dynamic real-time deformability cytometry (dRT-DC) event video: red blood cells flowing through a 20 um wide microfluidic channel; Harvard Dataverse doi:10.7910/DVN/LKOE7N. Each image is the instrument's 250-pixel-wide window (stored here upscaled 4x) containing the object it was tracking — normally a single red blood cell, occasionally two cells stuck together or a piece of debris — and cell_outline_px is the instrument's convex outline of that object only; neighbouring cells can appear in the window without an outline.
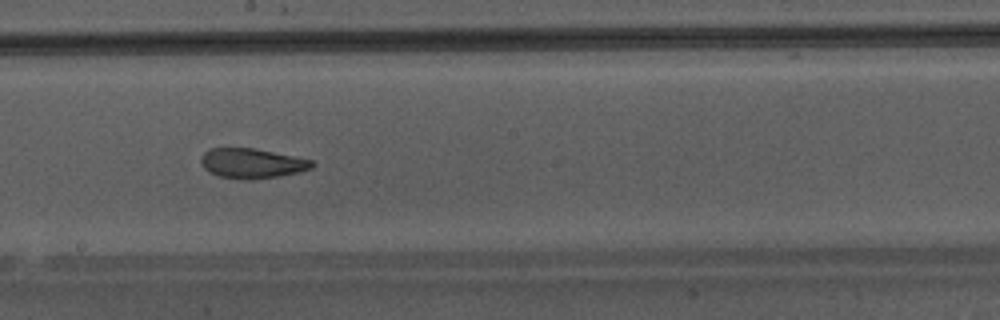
{"species": "Egyptian fruit bat (a non-hibernating species)", "species_latin": "Rousettus aegyptiacus", "temperature_condition": "warm", "stored_images_in_passage": 50, "camera_frame_rate_fps": 3000, "um_per_image_px": 0.085, "animal": {"sex": "male"}, "frame": {"image": 1, "passage_image": 29, "time_ms": 9.333, "image_size_px": [1000, 320], "cell_outline_px": [[316, 164], [312, 168], [300, 172], [280, 176], [252, 180], [240, 180], [220, 176], [208, 172], [200, 164], [200, 156], [208, 148], [256, 148], [312, 160]], "centroid_in_image_um": [21.39, 13.89], "position_along_channel_um": 226.8, "area_um2": 19.71}}
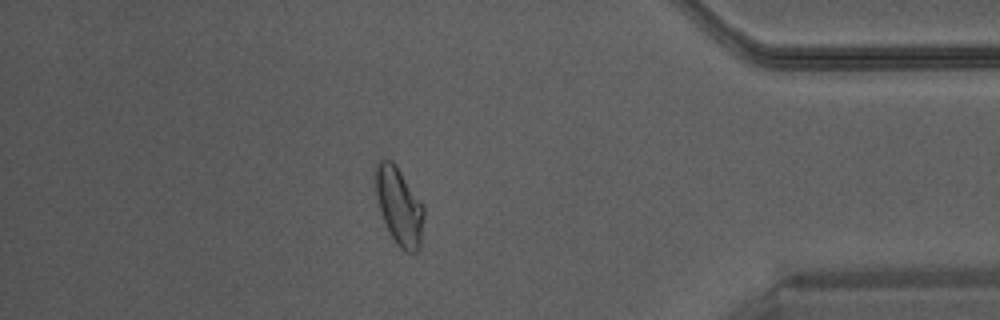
{"frame": {"image": 2, "passage_image": 43, "time_ms": 14.0, "image_size_px": [1000, 320], "cell_outline_px": [[424, 216], [420, 248], [416, 252], [404, 252], [396, 244], [384, 220], [380, 208], [376, 192], [376, 164], [380, 160], [392, 160], [424, 204]], "centroid_in_image_um": [33.97, 17.55], "position_along_channel_um": 401.2, "area_um2": 21.56}}